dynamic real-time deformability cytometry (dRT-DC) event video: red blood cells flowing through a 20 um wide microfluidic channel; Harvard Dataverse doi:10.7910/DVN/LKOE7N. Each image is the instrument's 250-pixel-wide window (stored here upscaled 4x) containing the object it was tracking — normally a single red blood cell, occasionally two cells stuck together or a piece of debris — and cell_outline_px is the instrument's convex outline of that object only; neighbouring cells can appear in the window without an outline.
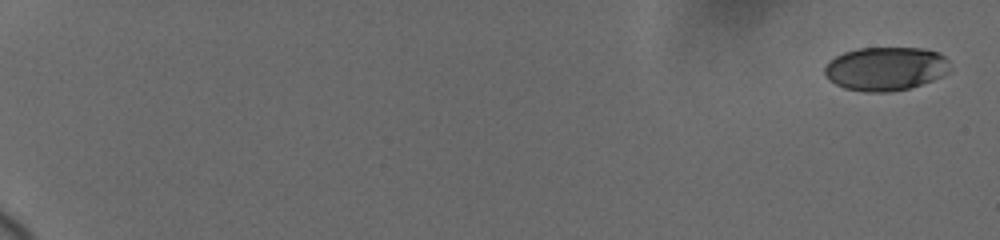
{"species": "human", "species_latin": "Homo sapiens", "temperature_condition": "cold", "stored_images_in_passage": 8, "camera_frame_rate_fps": 3000, "um_per_image_px": 0.085, "donor": {"sex": "female"}, "frame": {"image": 1, "passage_image": 1, "time_ms": 0.0, "image_size_px": [1000, 240], "cell_outline_px": [[948, 72], [932, 80], [908, 88], [884, 92], [864, 92], [844, 88], [828, 80], [824, 76], [824, 68], [828, 60], [844, 52], [860, 48], [924, 48], [936, 52], [944, 56], [948, 60]], "centroid_in_image_um": [75.22, 5.83], "position_along_channel_um": 9.8, "area_um2": 31.79}}
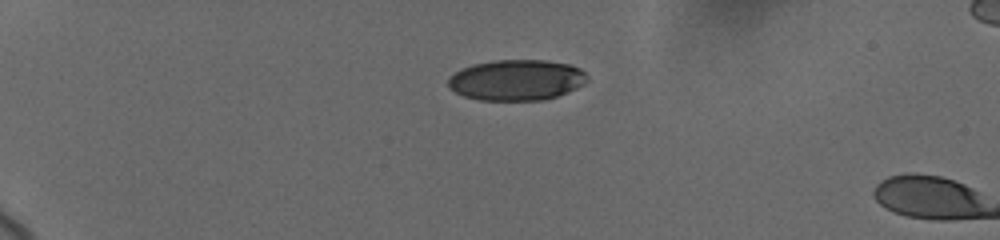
{"frame": {"image": 2, "passage_image": 7, "time_ms": 5.0, "image_size_px": [1000, 240], "cell_outline_px": [[588, 80], [584, 84], [576, 88], [556, 96], [544, 100], [480, 100], [464, 96], [448, 88], [448, 80], [456, 72], [472, 64], [492, 60], [544, 60], [568, 64], [580, 68], [588, 76]], "centroid_in_image_um": [43.91, 6.8], "position_along_channel_um": 41.1, "area_um2": 32.95}}